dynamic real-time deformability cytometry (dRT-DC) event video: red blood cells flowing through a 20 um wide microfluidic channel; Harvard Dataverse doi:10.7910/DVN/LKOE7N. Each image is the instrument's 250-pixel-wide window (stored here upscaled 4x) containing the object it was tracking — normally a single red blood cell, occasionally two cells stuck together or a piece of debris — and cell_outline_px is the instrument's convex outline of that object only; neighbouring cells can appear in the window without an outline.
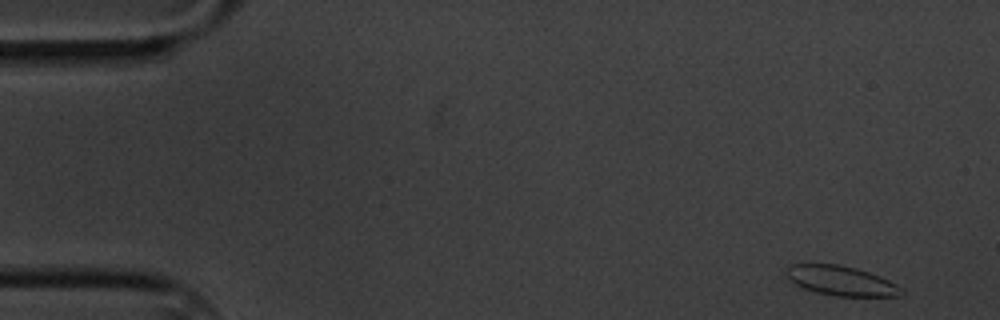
{"species": "common noctule bat (a hibernating species)", "species_latin": "Nyctalus noctula", "temperature_condition": "cold", "stored_images_in_passage": 5, "camera_frame_rate_fps": 3000, "um_per_image_px": 0.085, "animal": {"sex": "male", "body_mass_g": 20.1, "forearm_length_mm": 53.5}, "frame": {"image": 1, "passage_image": 1, "time_ms": 0.0, "image_size_px": [1000, 320], "cell_outline_px": [[904, 292], [900, 296], [836, 296], [816, 292], [804, 288], [788, 280], [784, 272], [784, 268], [792, 264], [836, 264], [856, 268], [880, 276], [896, 284]], "centroid_in_image_um": [71.44, 23.86], "position_along_channel_um": 13.6, "area_um2": 19.88}}